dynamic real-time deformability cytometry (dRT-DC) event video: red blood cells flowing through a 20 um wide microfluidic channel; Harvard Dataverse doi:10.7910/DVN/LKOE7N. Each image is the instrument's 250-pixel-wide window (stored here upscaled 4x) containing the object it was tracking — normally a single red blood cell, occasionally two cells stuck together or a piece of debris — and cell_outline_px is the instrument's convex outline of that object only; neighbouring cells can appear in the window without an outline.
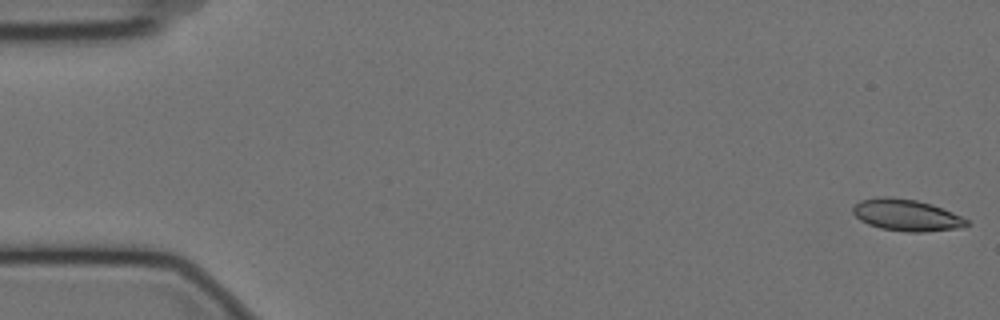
{"species": "Egyptian fruit bat (a non-hibernating species)", "species_latin": "Rousettus aegyptiacus", "temperature_condition": "cold", "stored_images_in_passage": 57, "camera_frame_rate_fps": 3000, "um_per_image_px": 0.085, "animal": {"sex": "female"}, "frame": {"image": 1, "passage_image": 1, "time_ms": 0.0, "image_size_px": [1000, 320], "cell_outline_px": [[972, 224], [964, 228], [920, 232], [908, 232], [880, 228], [868, 224], [860, 220], [852, 212], [852, 208], [860, 200], [880, 196], [892, 196], [916, 200], [932, 204], [952, 212], [968, 220]], "centroid_in_image_um": [77.07, 18.28], "position_along_channel_um": 7.9, "area_um2": 21.21}}
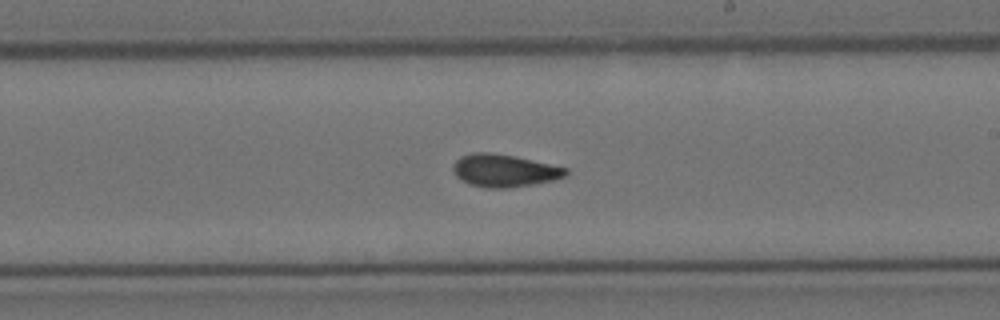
{"frame": {"image": 2, "passage_image": 33, "time_ms": 10.667, "image_size_px": [1000, 320], "cell_outline_px": [[568, 176], [552, 180], [532, 184], [508, 188], [484, 188], [468, 184], [460, 180], [456, 176], [452, 168], [452, 164], [460, 156], [472, 152], [492, 152], [516, 156], [568, 168]], "centroid_in_image_um": [42.83, 14.49], "position_along_channel_um": 246.2, "area_um2": 21.73}}
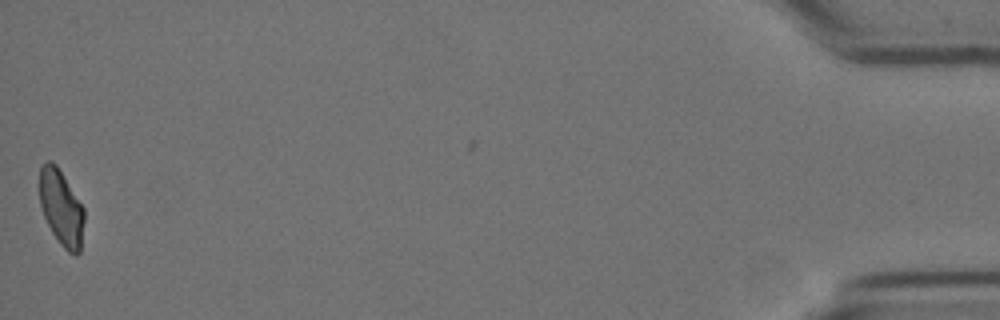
{"frame": {"image": 3, "passage_image": 57, "time_ms": 18.667, "image_size_px": [1000, 320], "cell_outline_px": [[84, 220], [80, 252], [76, 256], [68, 252], [60, 244], [52, 232], [44, 216], [40, 204], [40, 168], [48, 160], [52, 160], [56, 164], [84, 208]], "centroid_in_image_um": [5.22, 17.68], "position_along_channel_um": 430.0, "area_um2": 19.54}, "authors_computed_cell_mechanics": {"area_um2": 20.8658, "velocity_mm_per_s": 3.5158, "shape_relaxation_time_tau1_ms": 9.094, "shape_relaxation_time_tau2_ms": 3.4885, "deformation_change_tau1": 0.1594, "deformation_change_tau2": 0.0626}}